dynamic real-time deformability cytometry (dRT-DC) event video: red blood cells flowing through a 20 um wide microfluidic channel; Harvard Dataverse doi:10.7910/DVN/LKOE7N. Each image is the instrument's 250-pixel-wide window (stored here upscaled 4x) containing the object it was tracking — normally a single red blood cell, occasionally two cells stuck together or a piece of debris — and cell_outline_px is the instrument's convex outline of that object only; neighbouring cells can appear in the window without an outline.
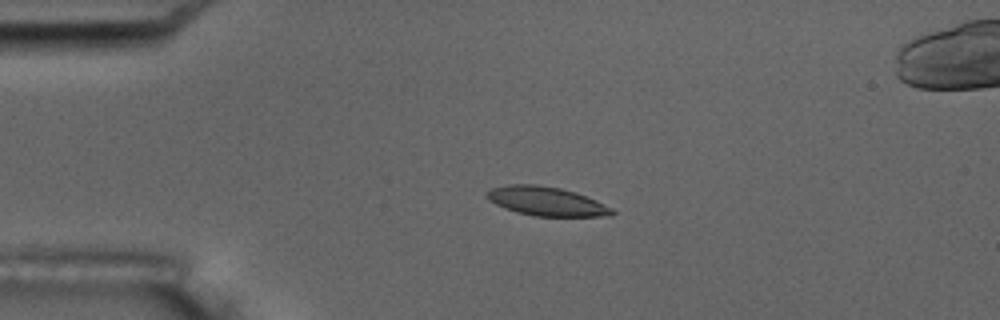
{"species": "common noctule bat (a hibernating species)", "species_latin": "Nyctalus noctula", "temperature_condition": "room temperature", "stored_images_in_passage": 6, "camera_frame_rate_fps": 3000, "um_per_image_px": 0.085, "animal": {"sex": "male", "body_mass_g": 17.5, "forearm_length_mm": 52.3}, "frame": {"image": 1, "passage_image": 4, "time_ms": 3.667, "image_size_px": [1000, 320], "cell_outline_px": [[616, 212], [612, 216], [532, 216], [516, 212], [504, 208], [488, 200], [484, 196], [492, 188], [508, 184], [536, 184], [560, 188], [576, 192], [596, 200], [612, 208]], "centroid_in_image_um": [46.44, 17.11], "position_along_channel_um": 38.6, "area_um2": 21.27}}